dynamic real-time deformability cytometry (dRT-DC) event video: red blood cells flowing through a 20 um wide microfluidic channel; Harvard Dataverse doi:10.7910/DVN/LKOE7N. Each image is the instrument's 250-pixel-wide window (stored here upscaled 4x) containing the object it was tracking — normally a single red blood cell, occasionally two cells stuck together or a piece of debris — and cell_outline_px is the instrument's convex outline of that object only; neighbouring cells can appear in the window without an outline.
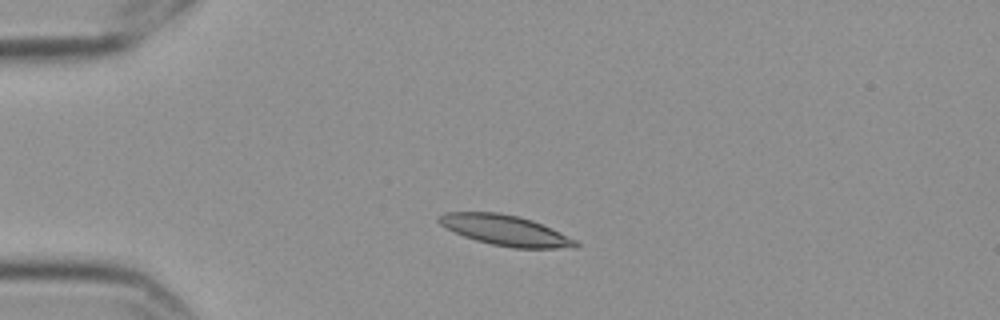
{"species": "Egyptian fruit bat (a non-hibernating species)", "species_latin": "Rousettus aegyptiacus", "temperature_condition": "cold", "stored_images_in_passage": 5, "camera_frame_rate_fps": 3000, "um_per_image_px": 0.085, "frame": {"image": 1, "passage_image": 3, "time_ms": 0.667, "image_size_px": [1000, 320], "cell_outline_px": [[580, 244], [576, 248], [512, 248], [492, 244], [476, 240], [464, 236], [444, 228], [436, 220], [436, 216], [444, 212], [500, 212], [520, 216], [532, 220], [552, 228], [576, 240]], "centroid_in_image_um": [42.93, 19.57], "position_along_channel_um": 42.1, "area_um2": 24.51}}
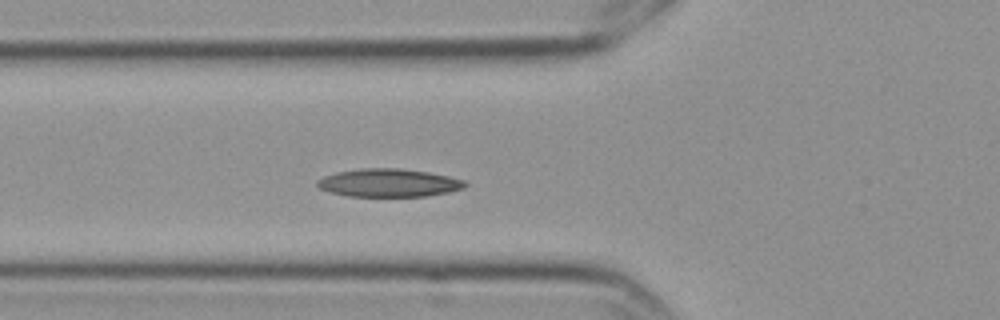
{"frame": {"image": 2, "passage_image": 5, "time_ms": 1.333, "image_size_px": [1000, 320], "cell_outline_px": [[468, 184], [464, 188], [448, 192], [424, 196], [348, 196], [328, 192], [320, 188], [316, 184], [316, 180], [324, 176], [336, 172], [360, 168], [400, 168], [428, 172], [448, 176], [464, 180]], "centroid_in_image_um": [33.02, 15.53], "position_along_channel_um": 92.8, "area_um2": 24.22}}